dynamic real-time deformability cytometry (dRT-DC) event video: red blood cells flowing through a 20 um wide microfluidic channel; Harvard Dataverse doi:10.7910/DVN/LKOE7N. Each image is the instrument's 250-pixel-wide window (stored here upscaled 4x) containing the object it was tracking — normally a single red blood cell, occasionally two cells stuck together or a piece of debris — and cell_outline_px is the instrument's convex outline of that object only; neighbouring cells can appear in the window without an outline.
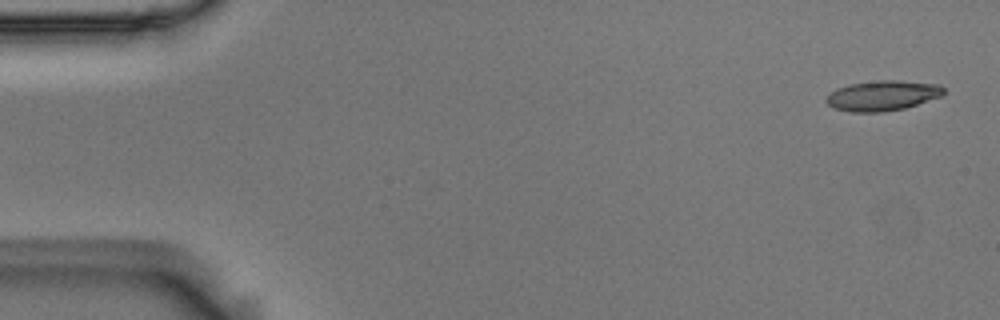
{"species": "Egyptian fruit bat (a non-hibernating species)", "species_latin": "Rousettus aegyptiacus", "temperature_condition": "room temperature", "stored_images_in_passage": 4, "segment_of_instrument_passage": [2, 2], "camera_frame_rate_fps": 3000, "um_per_image_px": 0.085, "animal": {"sex": "male"}, "frame": {"image": 1, "passage_image": 4, "time_ms": 1.0, "image_size_px": [1000, 320], "cell_outline_px": [[944, 92], [940, 96], [904, 108], [884, 112], [852, 112], [836, 108], [828, 104], [824, 100], [836, 88], [852, 84], [880, 80], [900, 80], [940, 84], [944, 88]], "centroid_in_image_um": [75.02, 8.12], "position_along_channel_um": 10.0, "area_um2": 20.4}}